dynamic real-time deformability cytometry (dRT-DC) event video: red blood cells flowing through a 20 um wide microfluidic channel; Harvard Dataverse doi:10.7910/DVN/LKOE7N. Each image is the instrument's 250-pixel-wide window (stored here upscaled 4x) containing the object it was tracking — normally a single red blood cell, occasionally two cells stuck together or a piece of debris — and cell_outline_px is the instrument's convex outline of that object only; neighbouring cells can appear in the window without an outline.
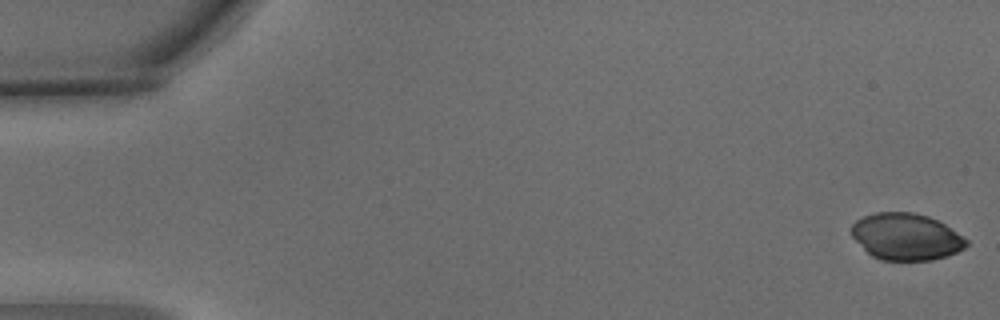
{"species": "common noctule bat (a hibernating species)", "species_latin": "Nyctalus noctula", "temperature_condition": "warm", "stored_images_in_passage": 6, "camera_frame_rate_fps": 3000, "um_per_image_px": 0.085, "animal": {"sex": "male", "body_mass_g": 15.6}, "frame": {"image": 1, "passage_image": 1, "time_ms": 0.0, "image_size_px": [1000, 320], "cell_outline_px": [[968, 244], [964, 248], [948, 256], [932, 260], [880, 260], [872, 256], [852, 236], [852, 224], [856, 220], [864, 216], [876, 212], [912, 212], [928, 216], [944, 224], [968, 240]], "centroid_in_image_um": [77.02, 20.12], "position_along_channel_um": 8.0, "area_um2": 31.1}}
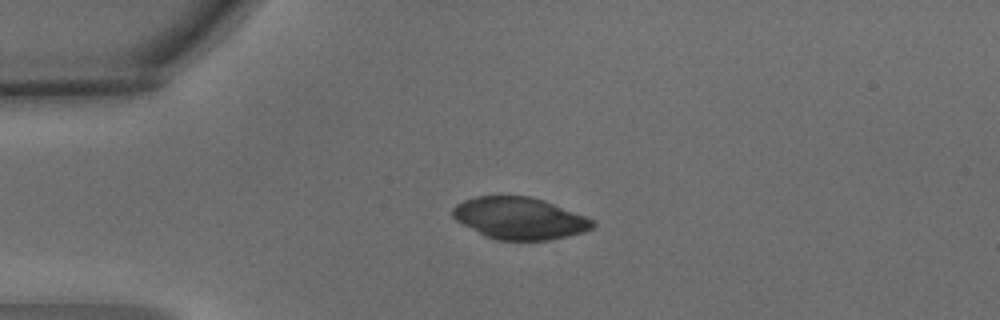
{"frame": {"image": 2, "passage_image": 4, "time_ms": 1.0, "image_size_px": [1000, 320], "cell_outline_px": [[596, 224], [592, 228], [584, 232], [548, 240], [496, 240], [484, 236], [456, 220], [452, 216], [452, 208], [456, 204], [464, 200], [476, 196], [528, 196], [544, 200], [596, 220]], "centroid_in_image_um": [44.16, 18.55], "position_along_channel_um": 40.8, "area_um2": 34.22}}